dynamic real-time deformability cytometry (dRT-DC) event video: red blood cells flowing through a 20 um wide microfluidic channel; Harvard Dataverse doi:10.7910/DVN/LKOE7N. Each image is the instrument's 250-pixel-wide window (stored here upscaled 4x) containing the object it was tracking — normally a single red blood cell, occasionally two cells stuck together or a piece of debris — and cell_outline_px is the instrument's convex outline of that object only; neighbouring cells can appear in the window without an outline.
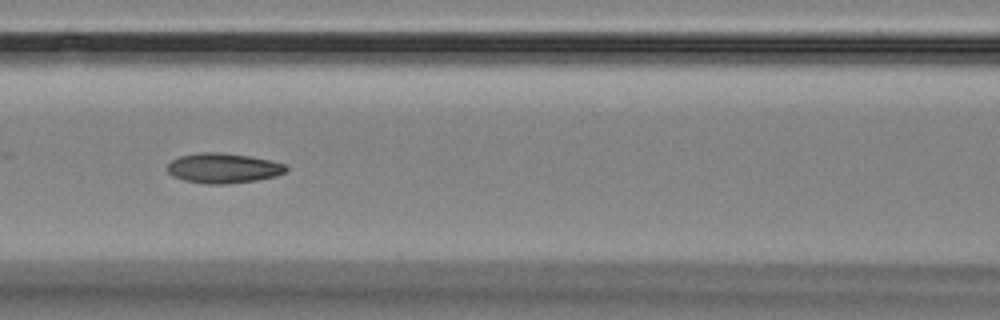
{"species": "Egyptian fruit bat (a non-hibernating species)", "species_latin": "Rousettus aegyptiacus", "temperature_condition": "room temperature", "stored_images_in_passage": 17, "camera_frame_rate_fps": 3000, "um_per_image_px": 0.085, "animal": {"sex": "female"}, "frame": {"image": 1, "passage_image": 8, "time_ms": 8.0, "image_size_px": [1000, 320], "cell_outline_px": [[288, 168], [284, 172], [276, 176], [256, 180], [228, 184], [204, 184], [184, 180], [172, 176], [168, 172], [168, 164], [172, 160], [180, 156], [200, 152], [220, 152], [252, 156], [272, 160], [284, 164]], "centroid_in_image_um": [18.98, 14.29], "position_along_channel_um": 147.6, "area_um2": 20.87}}
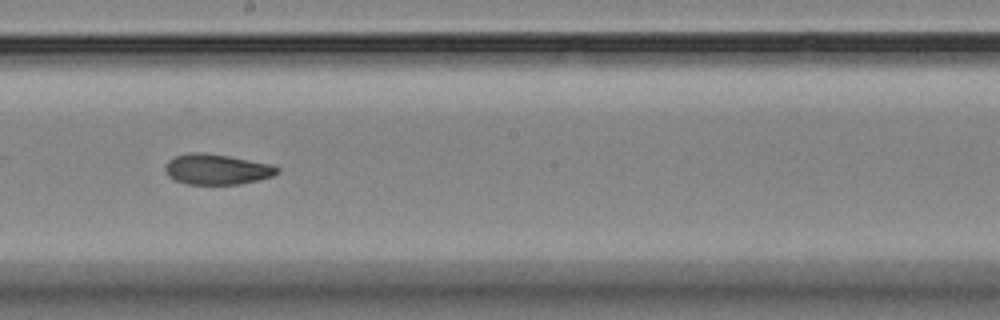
{"frame": {"image": 2, "passage_image": 10, "time_ms": 10.333, "image_size_px": [1000, 320], "cell_outline_px": [[280, 172], [272, 176], [240, 184], [184, 184], [168, 176], [164, 172], [164, 164], [168, 160], [176, 156], [188, 152], [204, 152], [228, 156], [272, 164], [280, 168]], "centroid_in_image_um": [18.4, 14.38], "position_along_channel_um": 229.8, "area_um2": 20.06}}
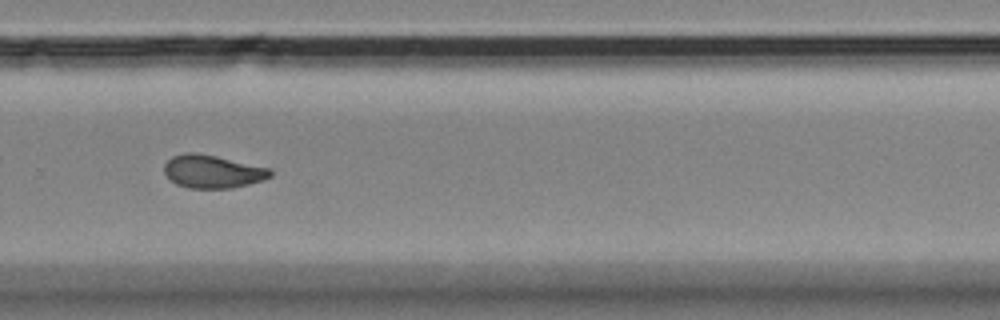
{"frame": {"image": 3, "passage_image": 12, "time_ms": 12.667, "image_size_px": [1000, 320], "cell_outline_px": [[272, 176], [264, 180], [248, 184], [228, 188], [188, 188], [176, 184], [164, 172], [164, 164], [172, 156], [184, 152], [196, 152], [216, 156], [268, 168], [272, 172]], "centroid_in_image_um": [18.04, 14.57], "position_along_channel_um": 311.8, "area_um2": 20.29}, "authors_computed_cell_mechanics": {"area_um2": 20.4034, "velocity_mm_per_s": 3.5284, "shape_relaxation_time_tau1_ms": null, "shape_relaxation_time_tau2_ms": 3.5304, "deformation_change_tau1": null, "deformation_change_tau2": 0.0856}}